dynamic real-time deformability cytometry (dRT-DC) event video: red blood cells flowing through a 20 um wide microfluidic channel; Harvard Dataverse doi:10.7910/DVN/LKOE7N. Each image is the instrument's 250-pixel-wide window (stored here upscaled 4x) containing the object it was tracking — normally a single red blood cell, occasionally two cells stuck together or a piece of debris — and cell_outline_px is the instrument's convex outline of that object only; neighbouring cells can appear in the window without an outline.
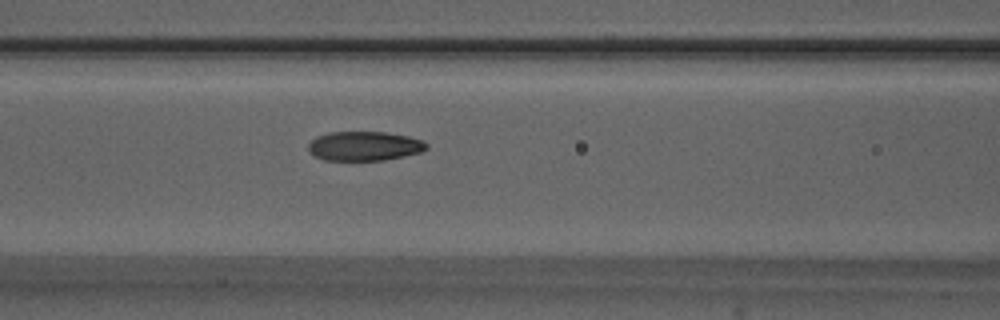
{"species": "Egyptian fruit bat (a non-hibernating species)", "species_latin": "Rousettus aegyptiacus", "temperature_condition": "warm", "stored_images_in_passage": 34, "camera_frame_rate_fps": 3000, "um_per_image_px": 0.085, "animal": {"sex": "male"}, "frame": {"image": 1, "passage_image": 8, "time_ms": 2.333, "image_size_px": [1000, 320], "cell_outline_px": [[428, 148], [420, 152], [404, 156], [384, 160], [324, 160], [308, 152], [308, 144], [316, 136], [328, 132], [388, 132], [408, 136], [424, 140], [428, 144]], "centroid_in_image_um": [30.98, 12.41], "position_along_channel_um": 135.6, "area_um2": 20.35}}
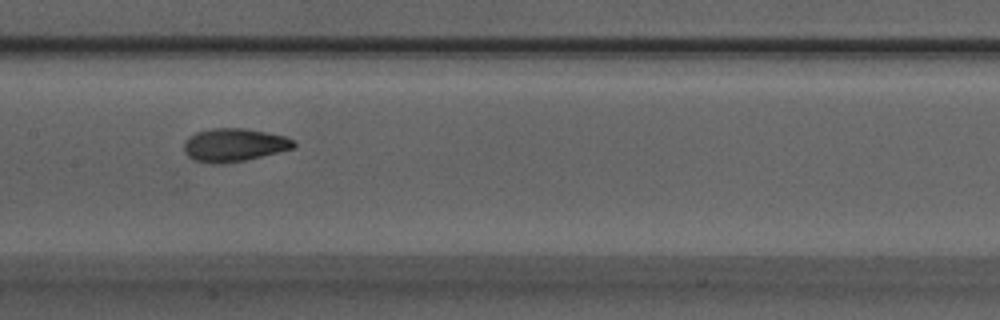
{"frame": {"image": 2, "passage_image": 12, "time_ms": 3.667, "image_size_px": [1000, 320], "cell_outline_px": [[296, 144], [292, 148], [244, 160], [220, 164], [212, 164], [192, 160], [184, 152], [184, 140], [196, 132], [212, 128], [244, 128], [284, 136], [296, 140]], "centroid_in_image_um": [19.84, 12.32], "position_along_channel_um": 187.6, "area_um2": 21.1}}
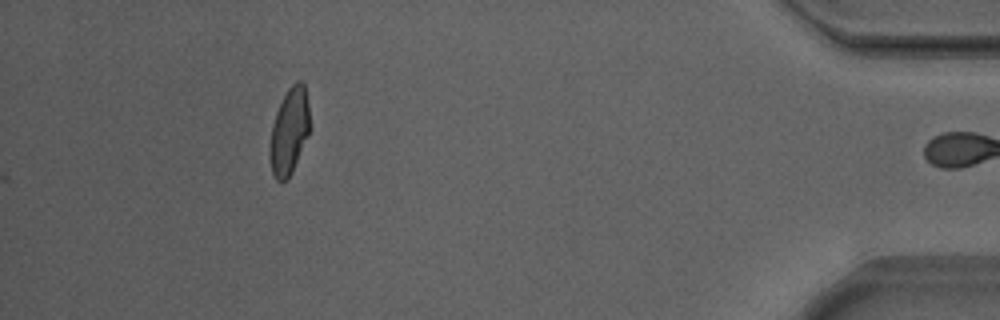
{"frame": {"image": 3, "passage_image": 34, "time_ms": 11.0, "image_size_px": [1000, 320], "cell_outline_px": [[312, 128], [292, 172], [284, 180], [276, 180], [272, 172], [268, 152], [272, 124], [276, 112], [288, 88], [296, 80], [300, 80], [304, 84], [308, 104]], "centroid_in_image_um": [24.6, 11.14], "position_along_channel_um": 410.6, "area_um2": 20.35}, "authors_computed_cell_mechanics": {"area_um2": 20.2878, "velocity_mm_per_s": 3.8885, "shape_relaxation_time_tau1_ms": 5.3044, "shape_relaxation_time_tau2_ms": 1.3011, "deformation_change_tau1": 0.1618, "deformation_change_tau2": 0.0747}}